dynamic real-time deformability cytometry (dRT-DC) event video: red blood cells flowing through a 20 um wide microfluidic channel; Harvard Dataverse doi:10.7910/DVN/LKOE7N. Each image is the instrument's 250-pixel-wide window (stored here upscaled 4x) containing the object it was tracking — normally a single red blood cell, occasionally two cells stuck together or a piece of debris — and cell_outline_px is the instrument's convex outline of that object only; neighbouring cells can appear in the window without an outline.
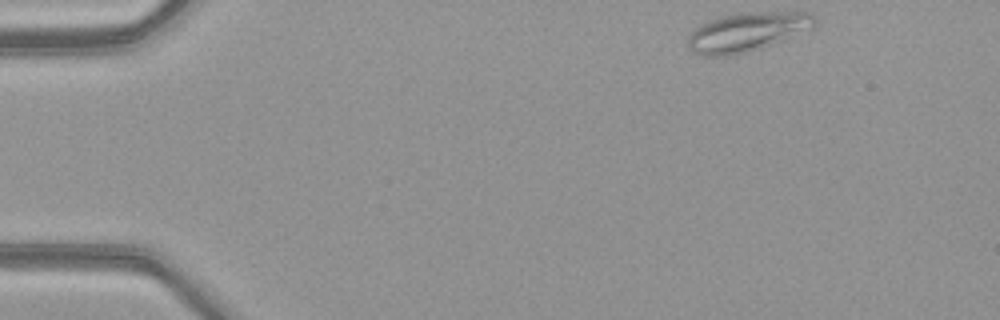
{"species": "common noctule bat (a hibernating species)", "species_latin": "Nyctalus noctula", "temperature_condition": "warm", "stored_images_in_passage": 45, "camera_frame_rate_fps": 3000, "um_per_image_px": 0.085, "animal": {"sex": "female", "body_mass_g": 21.9}, "frame": {"image": 1, "passage_image": 1, "time_ms": 0.0, "image_size_px": [1000, 320], "cell_outline_px": [[816, 24], [812, 28], [784, 40], [748, 52], [728, 56], [704, 56], [692, 52], [688, 48], [688, 36], [700, 24], [724, 16], [740, 12], [812, 12], [816, 16]], "centroid_in_image_um": [63.52, 2.72], "position_along_channel_um": 21.5, "area_um2": 28.9}}
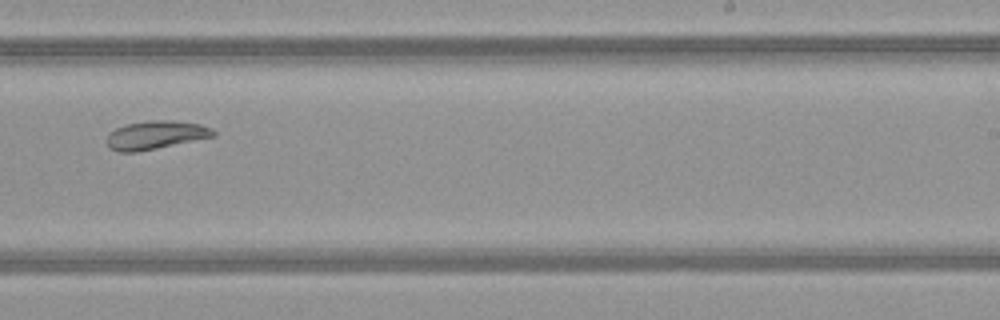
{"frame": {"image": 2, "passage_image": 27, "time_ms": 8.667, "image_size_px": [1000, 320], "cell_outline_px": [[216, 136], [136, 152], [116, 152], [108, 148], [108, 132], [116, 128], [128, 124], [152, 120], [172, 120], [200, 124], [212, 128], [216, 132]], "centroid_in_image_um": [13.23, 11.48], "position_along_channel_um": 275.8, "area_um2": 17.57}}
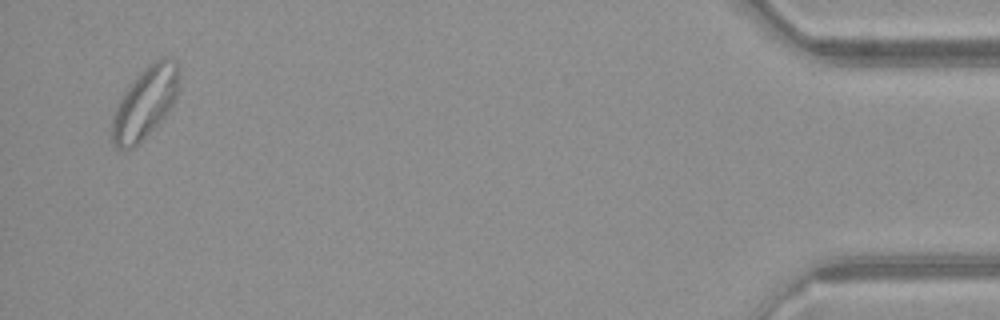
{"frame": {"image": 3, "passage_image": 44, "time_ms": 14.333, "image_size_px": [1000, 320], "cell_outline_px": [[180, 68], [176, 100], [164, 116], [136, 148], [120, 152], [112, 144], [112, 116], [128, 84], [148, 64], [164, 56], [168, 56], [176, 60]], "centroid_in_image_um": [12.33, 8.76], "position_along_channel_um": 422.9, "area_um2": 28.38}, "authors_computed_cell_mechanics": {"area_um2": 22.0796, "velocity_mm_per_s": 4.049, "shape_relaxation_time_tau1_ms": 5.2015, "shape_relaxation_time_tau2_ms": null, "deformation_change_tau1": 0.1106, "deformation_change_tau2": null}}